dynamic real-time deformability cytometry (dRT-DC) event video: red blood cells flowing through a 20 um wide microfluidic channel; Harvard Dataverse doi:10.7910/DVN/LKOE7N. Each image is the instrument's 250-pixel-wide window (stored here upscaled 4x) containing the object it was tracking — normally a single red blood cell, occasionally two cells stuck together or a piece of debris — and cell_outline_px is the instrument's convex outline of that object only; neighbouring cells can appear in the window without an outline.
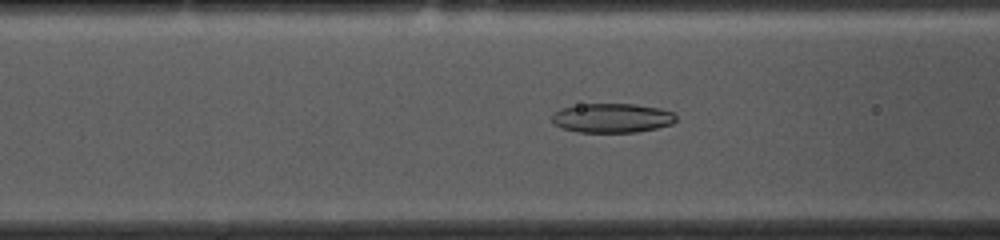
{"species": "common noctule bat (a hibernating species)", "species_latin": "Nyctalus noctula", "temperature_condition": "cold", "stored_images_in_passage": 53, "camera_frame_rate_fps": 3000, "um_per_image_px": 0.085, "animal": {"sex": "female", "body_mass_g": 10.0, "forearm_length_mm": 53.1}, "frame": {"image": 1, "passage_image": 19, "time_ms": 6.0, "image_size_px": [1000, 240], "cell_outline_px": [[676, 120], [672, 124], [656, 128], [636, 132], [576, 132], [564, 128], [556, 124], [552, 120], [552, 112], [560, 108], [580, 104], [636, 104], [660, 108], [672, 112], [676, 116]], "centroid_in_image_um": [52.02, 10.02], "position_along_channel_um": 114.6, "area_um2": 21.21}}
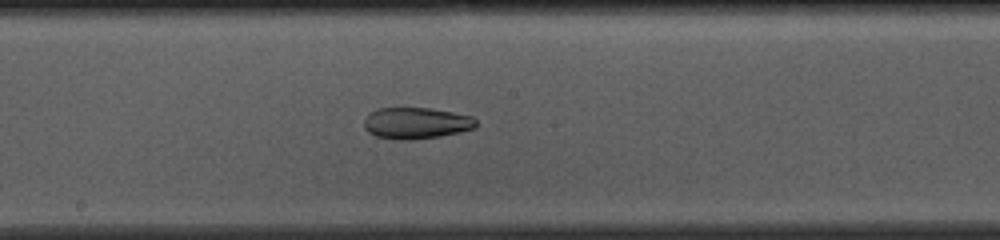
{"frame": {"image": 2, "passage_image": 27, "time_ms": 8.667, "image_size_px": [1000, 240], "cell_outline_px": [[476, 128], [460, 132], [440, 136], [412, 140], [396, 140], [376, 136], [368, 132], [364, 128], [364, 120], [372, 112], [380, 108], [432, 108], [472, 116], [476, 120]], "centroid_in_image_um": [35.39, 10.47], "position_along_channel_um": 212.8, "area_um2": 20.52}}
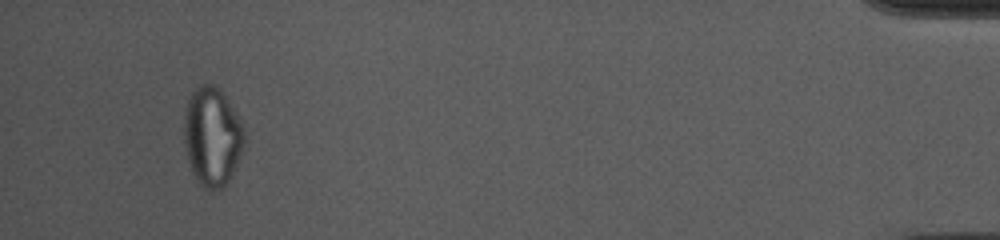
{"frame": {"image": 3, "passage_image": 50, "time_ms": 16.333, "image_size_px": [1000, 240], "cell_outline_px": [[244, 144], [232, 172], [228, 180], [220, 188], [204, 188], [196, 180], [192, 172], [188, 160], [184, 144], [184, 116], [188, 100], [192, 92], [200, 84], [212, 84], [220, 88], [240, 120], [244, 128]], "centroid_in_image_um": [18.01, 11.57], "position_along_channel_um": 417.2, "area_um2": 34.22}, "authors_computed_cell_mechanics": {"area_um2": 24.1026, "velocity_mm_per_s": 3.6741, "shape_relaxation_time_tau1_ms": null, "shape_relaxation_time_tau2_ms": 3.8772, "deformation_change_tau1": null, "deformation_change_tau2": 0.101}}